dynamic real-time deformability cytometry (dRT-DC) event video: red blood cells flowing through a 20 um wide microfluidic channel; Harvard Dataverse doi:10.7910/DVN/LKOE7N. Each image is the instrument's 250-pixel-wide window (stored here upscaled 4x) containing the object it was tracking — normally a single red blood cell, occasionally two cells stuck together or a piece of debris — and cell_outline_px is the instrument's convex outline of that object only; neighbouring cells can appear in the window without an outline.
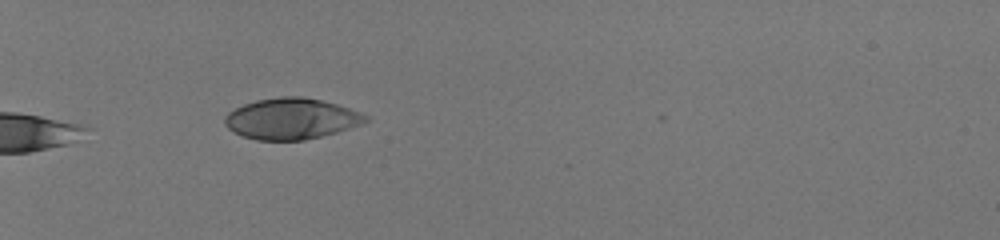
{"species": "human", "species_latin": "Homo sapiens", "temperature_condition": "room temperature", "stored_images_in_passage": 16, "camera_frame_rate_fps": 3000, "um_per_image_px": 0.085, "donor": {"sex": "male"}, "frame": {"image": 1, "passage_image": 1, "time_ms": 0.0, "image_size_px": [1000, 240], "cell_outline_px": [[372, 120], [364, 124], [336, 132], [304, 140], [256, 140], [244, 136], [228, 128], [224, 124], [224, 116], [228, 112], [244, 104], [256, 100], [280, 96], [300, 96], [320, 100], [336, 104], [360, 112], [368, 116]], "centroid_in_image_um": [24.78, 10.09], "position_along_channel_um": 60.2, "area_um2": 33.64}}
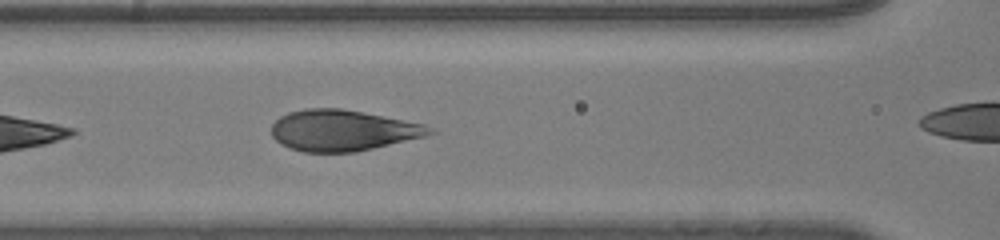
{"frame": {"image": 2, "passage_image": 5, "time_ms": 1.333, "image_size_px": [1000, 240], "cell_outline_px": [[436, 132], [428, 136], [356, 152], [304, 152], [280, 144], [272, 136], [272, 124], [280, 116], [288, 112], [304, 108], [340, 108], [424, 124], [432, 128]], "centroid_in_image_um": [29.13, 11.09], "position_along_channel_um": 137.5, "area_um2": 37.74}}